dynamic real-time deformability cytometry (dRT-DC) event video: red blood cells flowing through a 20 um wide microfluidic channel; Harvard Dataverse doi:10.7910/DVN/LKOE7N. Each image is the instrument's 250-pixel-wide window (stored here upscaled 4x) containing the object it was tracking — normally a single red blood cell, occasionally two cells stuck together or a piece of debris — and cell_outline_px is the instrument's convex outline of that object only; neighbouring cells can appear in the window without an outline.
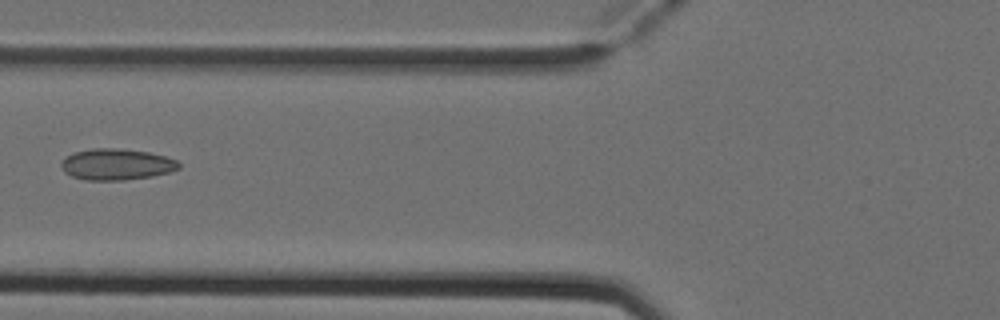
{"species": "Egyptian fruit bat (a non-hibernating species)", "species_latin": "Rousettus aegyptiacus", "temperature_condition": "cold", "stored_images_in_passage": 5, "camera_frame_rate_fps": 3000, "um_per_image_px": 0.085, "animal": {"sex": "female"}, "frame": {"image": 1, "passage_image": 4, "time_ms": 1.0, "image_size_px": [1000, 320], "cell_outline_px": [[180, 168], [168, 172], [152, 176], [124, 180], [88, 180], [72, 176], [64, 172], [60, 164], [68, 156], [76, 152], [92, 148], [116, 148], [148, 152], [164, 156], [176, 160], [180, 164]], "centroid_in_image_um": [9.91, 13.97], "position_along_channel_um": 115.9, "area_um2": 21.15}}
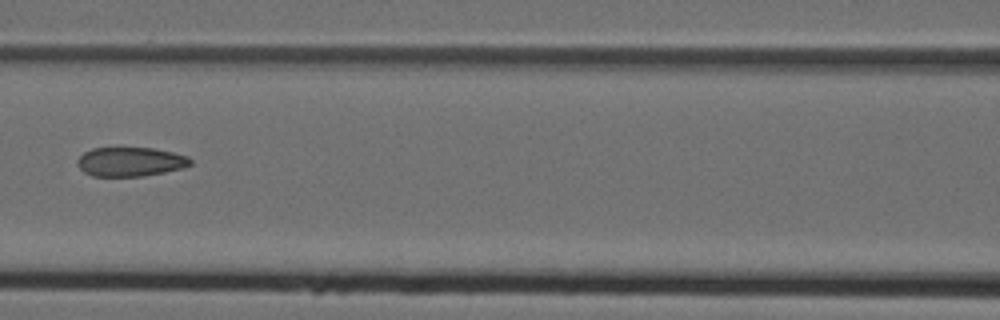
{"frame": {"image": 2, "passage_image": 5, "time_ms": 1.333, "image_size_px": [1000, 320], "cell_outline_px": [[192, 164], [180, 168], [164, 172], [144, 176], [92, 176], [84, 172], [76, 164], [76, 160], [84, 152], [92, 148], [152, 148], [172, 152], [188, 156], [192, 160]], "centroid_in_image_um": [11.06, 13.75], "position_along_channel_um": 155.5, "area_um2": 19.19}}